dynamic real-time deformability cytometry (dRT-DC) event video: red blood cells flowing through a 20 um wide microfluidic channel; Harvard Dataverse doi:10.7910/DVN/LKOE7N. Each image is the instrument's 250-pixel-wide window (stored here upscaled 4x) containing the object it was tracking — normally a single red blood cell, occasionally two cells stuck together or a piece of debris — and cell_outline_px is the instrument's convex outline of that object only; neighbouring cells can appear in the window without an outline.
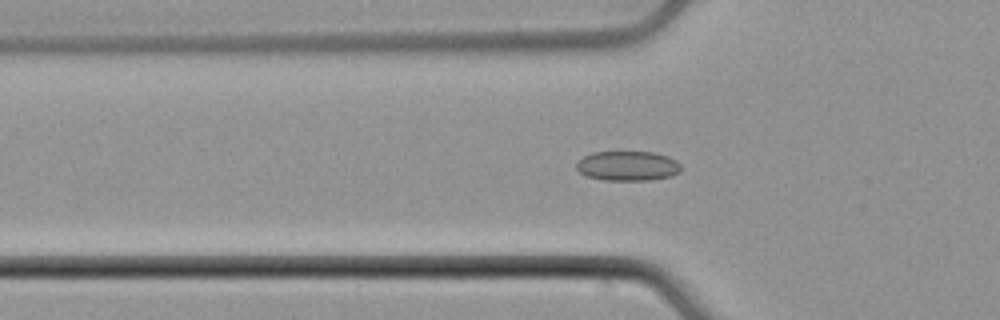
{"species": "common noctule bat (a hibernating species)", "species_latin": "Nyctalus noctula", "temperature_condition": "cold", "stored_images_in_passage": 49, "segment_of_instrument_passage": [1, 2], "camera_frame_rate_fps": 3000, "um_per_image_px": 0.085, "animal": {"sex": "male", "body_mass_g": 21.5, "forearm_length_mm": 52.0}, "frame": {"image": 1, "passage_image": 13, "time_ms": 4.0, "image_size_px": [1000, 320], "cell_outline_px": [[680, 172], [672, 176], [648, 180], [604, 180], [584, 176], [576, 168], [576, 164], [584, 156], [592, 152], [652, 152], [668, 156], [676, 160], [680, 164]], "centroid_in_image_um": [53.35, 14.1], "position_along_channel_um": 72.5, "area_um2": 18.15}}
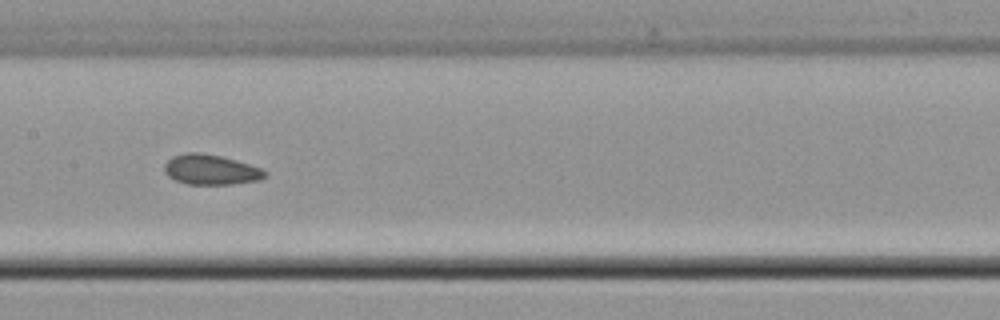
{"frame": {"image": 2, "passage_image": 22, "time_ms": 7.0, "image_size_px": [1000, 320], "cell_outline_px": [[268, 176], [260, 180], [232, 184], [188, 184], [176, 180], [168, 176], [164, 172], [164, 164], [172, 156], [184, 152], [200, 152], [220, 156], [236, 160], [260, 168], [268, 172]], "centroid_in_image_um": [17.92, 14.41], "position_along_channel_um": 189.5, "area_um2": 17.74}}
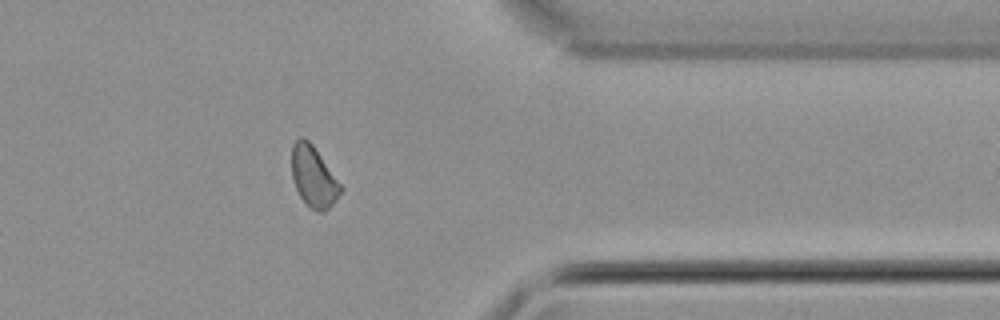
{"frame": {"image": 3, "passage_image": 38, "time_ms": 12.333, "image_size_px": [1000, 320], "cell_outline_px": [[344, 188], [336, 200], [324, 212], [320, 212], [312, 208], [300, 196], [296, 188], [292, 176], [292, 144], [300, 136], [304, 136], [312, 144]], "centroid_in_image_um": [26.66, 15.0], "position_along_channel_um": 384.7, "area_um2": 17.17}}